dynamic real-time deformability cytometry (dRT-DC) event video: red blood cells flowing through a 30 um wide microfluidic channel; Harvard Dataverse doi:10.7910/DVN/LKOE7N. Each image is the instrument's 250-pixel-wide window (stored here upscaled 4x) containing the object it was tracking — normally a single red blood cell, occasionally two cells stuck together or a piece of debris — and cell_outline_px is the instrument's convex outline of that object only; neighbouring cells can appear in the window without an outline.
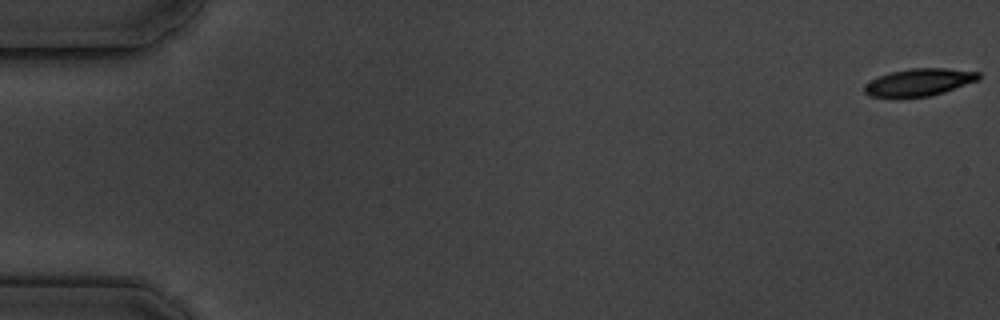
{"species": "common noctule bat (a hibernating species)", "species_latin": "Nyctalus noctula", "temperature_condition": "cold", "stored_images_in_passage": 5, "camera_frame_rate_fps": 3000, "um_per_image_px": 0.085, "animal": {"sex": "male", "body_mass_g": 19.5, "forearm_length_mm": 54.6}, "frame": {"image": 1, "passage_image": 1, "time_ms": 0.0, "image_size_px": [1000, 320], "cell_outline_px": [[980, 80], [944, 92], [928, 96], [900, 100], [896, 100], [868, 96], [864, 92], [864, 84], [880, 76], [892, 72], [912, 68], [944, 68], [980, 72]], "centroid_in_image_um": [78.08, 7.04], "position_along_channel_um": 6.9, "area_um2": 18.79}}